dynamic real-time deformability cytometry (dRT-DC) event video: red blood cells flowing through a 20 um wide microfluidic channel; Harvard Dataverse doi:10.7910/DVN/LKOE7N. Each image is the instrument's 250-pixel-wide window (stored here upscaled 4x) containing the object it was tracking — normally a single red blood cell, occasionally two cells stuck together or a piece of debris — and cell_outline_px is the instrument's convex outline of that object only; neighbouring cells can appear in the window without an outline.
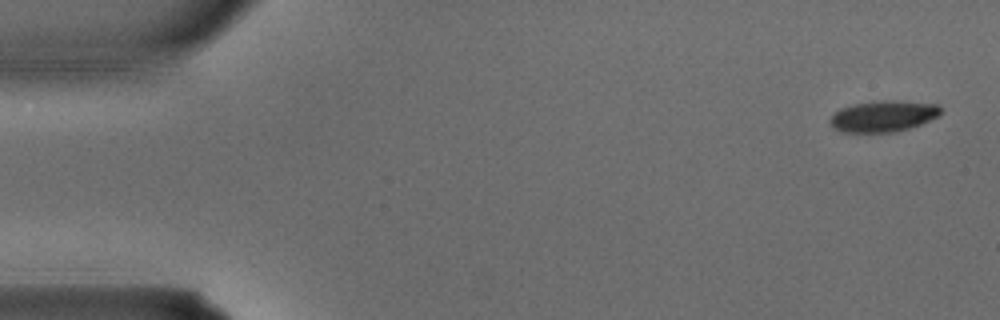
{"species": "common noctule bat (a hibernating species)", "species_latin": "Nyctalus noctula", "temperature_condition": "warm", "stored_images_in_passage": 3, "camera_frame_rate_fps": 3000, "um_per_image_px": 0.085, "animal": {"sex": "male", "body_mass_g": 15.6}, "frame": {"image": 1, "passage_image": 1, "time_ms": 0.0, "image_size_px": [1000, 320], "cell_outline_px": [[940, 116], [920, 124], [908, 128], [892, 132], [844, 132], [832, 128], [828, 120], [840, 108], [872, 100], [892, 100], [940, 104]], "centroid_in_image_um": [75.07, 9.86], "position_along_channel_um": 9.9, "area_um2": 20.17}}
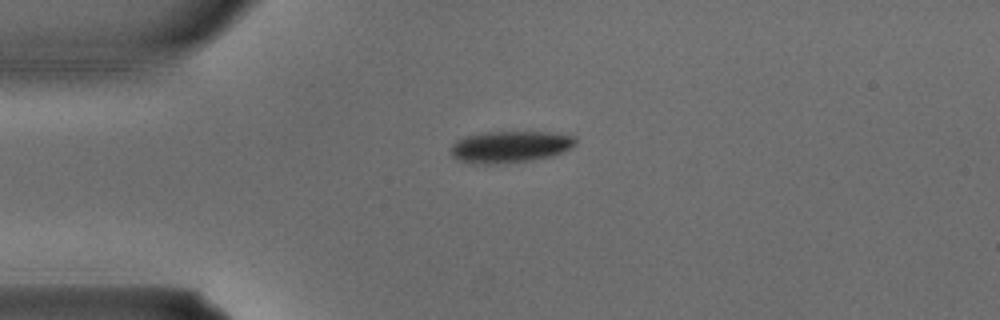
{"frame": {"image": 2, "passage_image": 3, "time_ms": 0.667, "image_size_px": [1000, 320], "cell_outline_px": [[576, 144], [572, 148], [552, 156], [532, 160], [492, 164], [472, 164], [460, 160], [452, 156], [448, 148], [456, 140], [464, 136], [484, 132], [548, 132], [576, 136]], "centroid_in_image_um": [43.33, 12.47], "position_along_channel_um": 41.7, "area_um2": 23.29}}